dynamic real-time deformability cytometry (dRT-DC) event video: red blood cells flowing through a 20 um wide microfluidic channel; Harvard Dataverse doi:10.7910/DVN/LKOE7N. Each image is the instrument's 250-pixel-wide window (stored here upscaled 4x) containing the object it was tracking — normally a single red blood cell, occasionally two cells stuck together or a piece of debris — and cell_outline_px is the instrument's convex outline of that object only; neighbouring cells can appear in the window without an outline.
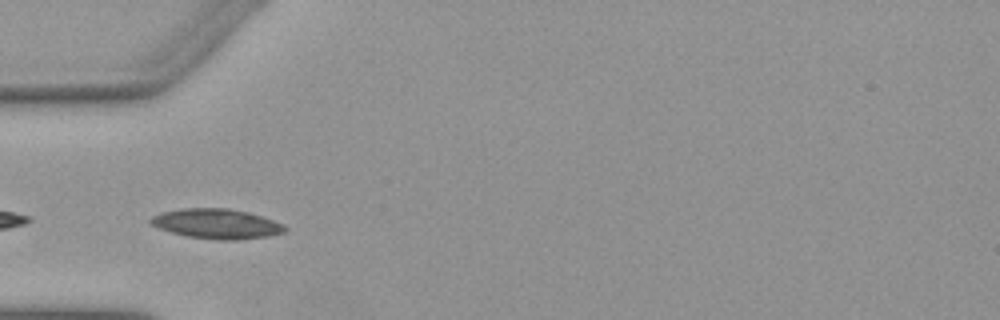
{"species": "Egyptian fruit bat (a non-hibernating species)", "species_latin": "Rousettus aegyptiacus", "temperature_condition": "warm", "stored_images_in_passage": 5, "camera_frame_rate_fps": 3000, "um_per_image_px": 0.085, "animal": {"sex": "female"}, "frame": {"image": 1, "passage_image": 1, "time_ms": 0.0, "image_size_px": [1000, 320], "cell_outline_px": [[288, 228], [284, 232], [268, 236], [236, 240], [220, 240], [184, 236], [160, 228], [152, 224], [148, 220], [152, 216], [160, 212], [180, 208], [228, 208], [248, 212], [284, 224]], "centroid_in_image_um": [18.4, 19.02], "position_along_channel_um": 66.6, "area_um2": 23.35}}